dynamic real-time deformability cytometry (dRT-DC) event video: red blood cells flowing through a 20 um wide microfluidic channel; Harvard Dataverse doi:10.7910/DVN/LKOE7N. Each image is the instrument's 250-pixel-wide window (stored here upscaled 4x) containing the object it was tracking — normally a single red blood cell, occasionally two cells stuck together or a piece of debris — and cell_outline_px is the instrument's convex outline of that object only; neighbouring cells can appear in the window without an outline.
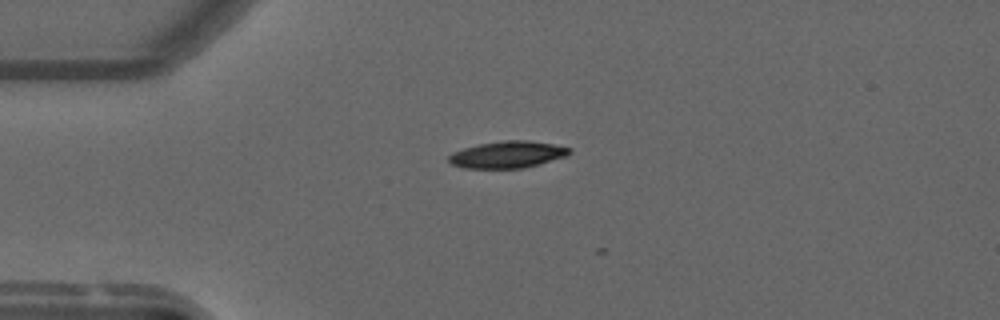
{"species": "common noctule bat (a hibernating species)", "species_latin": "Nyctalus noctula", "temperature_condition": "warm", "stored_images_in_passage": 2, "camera_frame_rate_fps": 3000, "um_per_image_px": 0.085, "animal": {"sex": "male", "forearm_length_mm": 52.5}, "frame": {"image": 1, "passage_image": 1, "time_ms": 0.0, "image_size_px": [1000, 320], "cell_outline_px": [[572, 152], [568, 156], [540, 164], [524, 168], [464, 168], [452, 164], [448, 160], [448, 156], [452, 152], [464, 148], [480, 144], [504, 140], [528, 140], [552, 144], [572, 148]], "centroid_in_image_um": [43.18, 13.14], "position_along_channel_um": 41.8, "area_um2": 18.96}}